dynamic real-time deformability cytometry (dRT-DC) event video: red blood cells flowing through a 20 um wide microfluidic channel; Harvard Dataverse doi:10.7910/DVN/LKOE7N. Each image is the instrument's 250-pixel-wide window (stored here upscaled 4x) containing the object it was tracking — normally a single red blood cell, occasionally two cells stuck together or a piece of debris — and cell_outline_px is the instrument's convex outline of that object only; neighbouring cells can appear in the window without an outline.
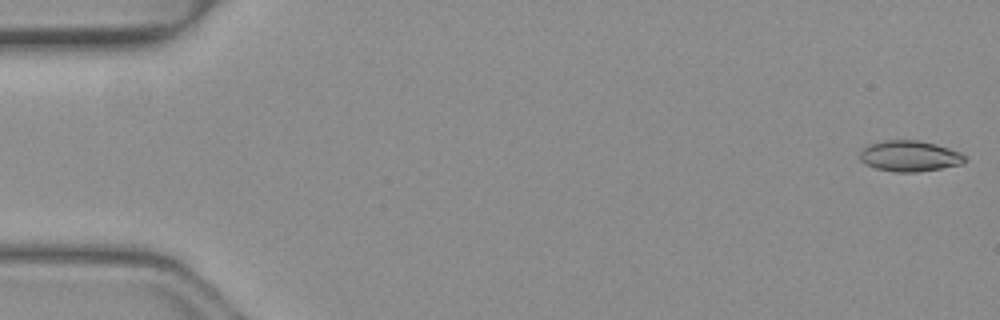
{"species": "common noctule bat (a hibernating species)", "species_latin": "Nyctalus noctula", "temperature_condition": "warm", "stored_images_in_passage": 51, "camera_frame_rate_fps": 3000, "um_per_image_px": 0.085, "animal": {"sex": "female", "body_mass_g": 19.3, "forearm_length_mm": 54.1}, "frame": {"image": 1, "passage_image": 1, "time_ms": 0.0, "image_size_px": [1000, 320], "cell_outline_px": [[968, 160], [960, 164], [940, 168], [916, 172], [896, 172], [876, 168], [864, 164], [856, 156], [868, 144], [884, 140], [920, 140], [936, 144], [960, 152]], "centroid_in_image_um": [77.27, 13.26], "position_along_channel_um": 7.7, "area_um2": 18.96}}
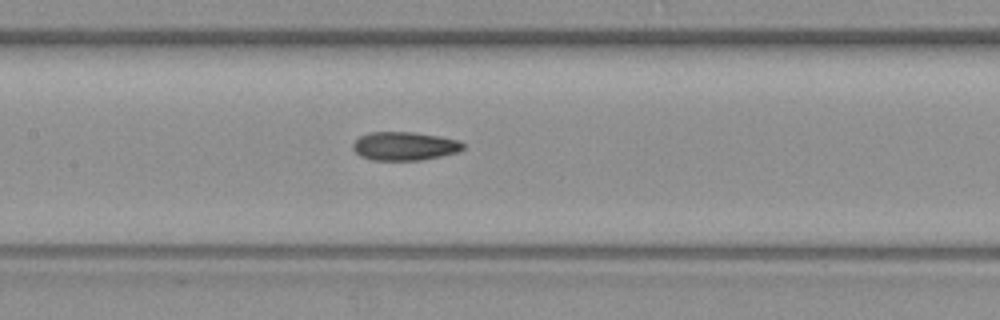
{"frame": {"image": 2, "passage_image": 24, "time_ms": 7.667, "image_size_px": [1000, 320], "cell_outline_px": [[464, 148], [460, 152], [420, 160], [372, 160], [360, 156], [352, 148], [352, 144], [360, 136], [368, 132], [412, 132], [440, 136], [460, 140], [464, 144]], "centroid_in_image_um": [34.4, 12.41], "position_along_channel_um": 173.0, "area_um2": 18.44}}
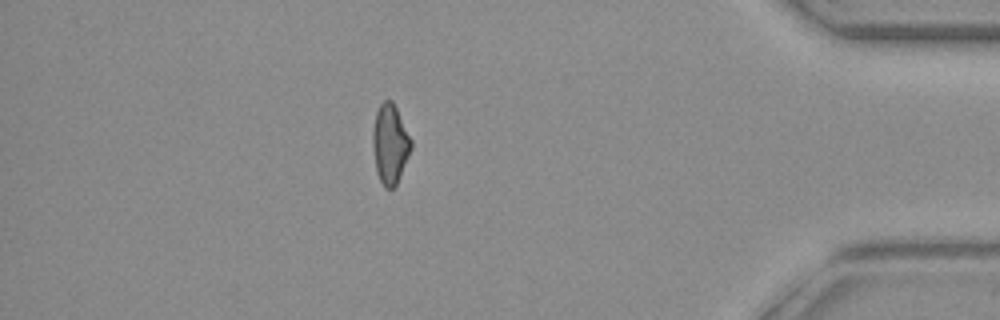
{"frame": {"image": 3, "passage_image": 44, "time_ms": 14.333, "image_size_px": [1000, 320], "cell_outline_px": [[412, 148], [396, 184], [392, 188], [384, 188], [376, 172], [372, 148], [372, 132], [376, 112], [380, 104], [384, 100], [392, 100], [412, 140]], "centroid_in_image_um": [33.14, 12.24], "position_along_channel_um": 402.1, "area_um2": 17.74}}